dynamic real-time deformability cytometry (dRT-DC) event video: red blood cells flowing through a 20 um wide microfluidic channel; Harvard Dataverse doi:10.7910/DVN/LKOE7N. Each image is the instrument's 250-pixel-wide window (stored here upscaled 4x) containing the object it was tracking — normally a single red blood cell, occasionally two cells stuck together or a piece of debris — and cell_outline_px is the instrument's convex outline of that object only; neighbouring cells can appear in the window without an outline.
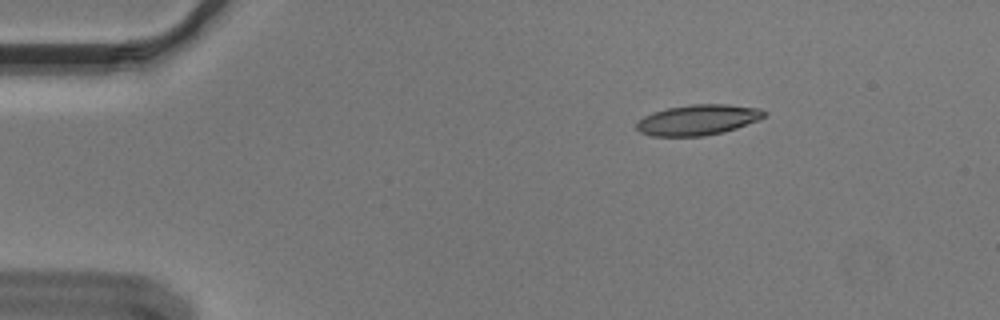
{"species": "Egyptian fruit bat (a non-hibernating species)", "species_latin": "Rousettus aegyptiacus", "temperature_condition": "cold", "stored_images_in_passage": 42, "camera_frame_rate_fps": 3000, "um_per_image_px": 0.085, "animal": {"sex": "male"}, "frame": {"image": 1, "passage_image": 1, "time_ms": 0.0, "image_size_px": [1000, 320], "cell_outline_px": [[768, 112], [764, 116], [756, 120], [736, 128], [724, 132], [704, 136], [652, 136], [640, 132], [636, 128], [636, 124], [644, 116], [652, 112], [668, 108], [692, 104], [728, 104], [760, 108]], "centroid_in_image_um": [59.32, 10.18], "position_along_channel_um": 25.7, "area_um2": 22.6}}
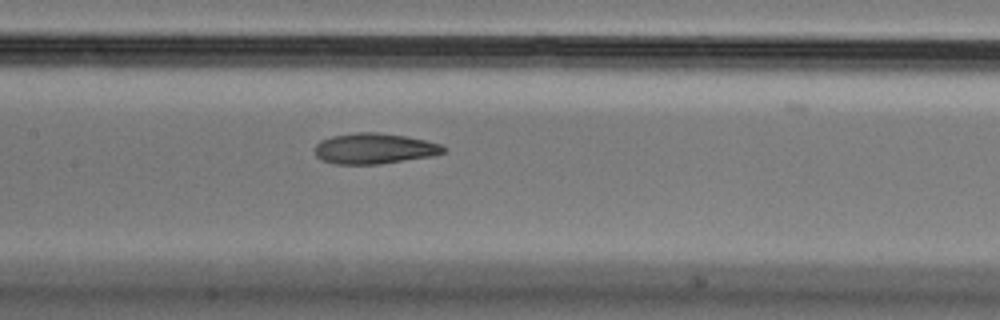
{"frame": {"image": 2, "passage_image": 19, "time_ms": 6.0, "image_size_px": [1000, 320], "cell_outline_px": [[448, 148], [444, 152], [432, 156], [380, 164], [336, 164], [320, 160], [316, 156], [316, 144], [320, 140], [332, 136], [356, 132], [376, 132], [404, 136], [424, 140], [440, 144]], "centroid_in_image_um": [31.8, 12.63], "position_along_channel_um": 175.6, "area_um2": 22.95}}
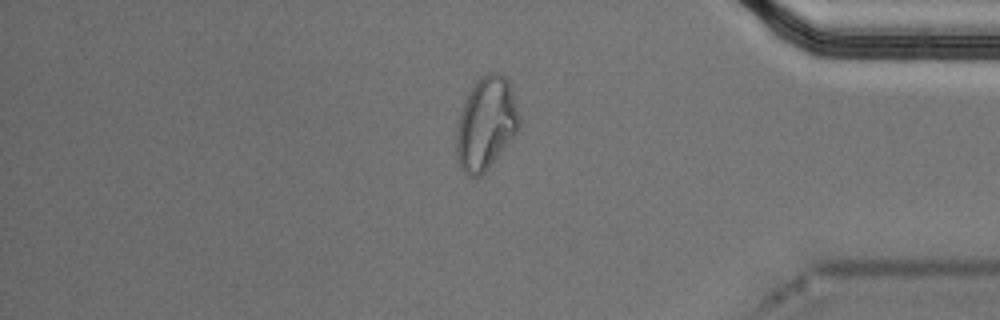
{"frame": {"image": 3, "passage_image": 39, "time_ms": 12.667, "image_size_px": [1000, 320], "cell_outline_px": [[520, 124], [516, 132], [488, 168], [480, 176], [468, 176], [460, 168], [456, 156], [456, 132], [460, 112], [476, 80], [480, 76], [488, 72], [500, 72], [512, 84], [520, 120]], "centroid_in_image_um": [41.31, 10.47], "position_along_channel_um": 393.9, "area_um2": 33.81}, "authors_computed_cell_mechanics": {"area_um2": 23.0622, "velocity_mm_per_s": 3.6357, "shape_relaxation_time_tau1_ms": null, "shape_relaxation_time_tau2_ms": 2.6639, "deformation_change_tau1": null, "deformation_change_tau2": 0.0962}}